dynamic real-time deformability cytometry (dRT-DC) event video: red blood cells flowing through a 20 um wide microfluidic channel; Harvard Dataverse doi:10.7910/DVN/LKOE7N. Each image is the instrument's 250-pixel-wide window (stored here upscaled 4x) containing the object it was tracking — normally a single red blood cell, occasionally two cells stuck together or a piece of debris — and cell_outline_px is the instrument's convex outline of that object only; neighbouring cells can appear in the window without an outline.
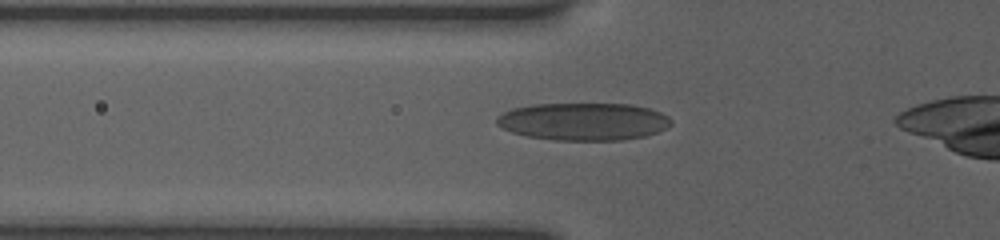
{"species": "human", "species_latin": "Homo sapiens", "temperature_condition": "room temperature", "stored_images_in_passage": 24, "camera_frame_rate_fps": 3000, "um_per_image_px": 0.085, "donor": {"sex": "female"}, "frame": {"image": 1, "passage_image": 2, "time_ms": 0.333, "image_size_px": [1000, 240], "cell_outline_px": [[672, 124], [656, 132], [644, 136], [624, 140], [556, 140], [528, 136], [512, 132], [496, 124], [496, 116], [512, 108], [532, 104], [632, 104], [648, 108], [660, 112], [668, 116], [672, 120]], "centroid_in_image_um": [49.59, 10.32], "position_along_channel_um": 76.2, "area_um2": 38.15}}
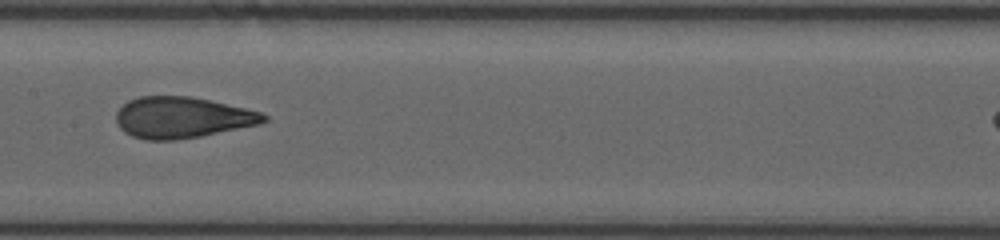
{"frame": {"image": 2, "passage_image": 11, "time_ms": 3.333, "image_size_px": [1000, 240], "cell_outline_px": [[268, 120], [260, 124], [200, 136], [176, 140], [144, 140], [132, 136], [124, 132], [120, 128], [116, 120], [116, 112], [128, 100], [140, 96], [192, 96], [244, 108], [260, 112], [268, 116]], "centroid_in_image_um": [15.46, 9.99], "position_along_channel_um": 191.9, "area_um2": 35.37}}
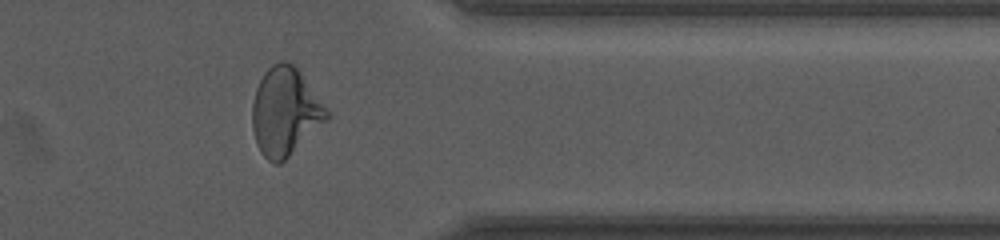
{"frame": {"image": 3, "passage_image": 22, "time_ms": 8.667, "image_size_px": [1000, 240], "cell_outline_px": [[332, 116], [328, 120], [280, 164], [276, 164], [268, 160], [260, 152], [256, 144], [252, 128], [252, 104], [256, 88], [264, 72], [272, 64], [280, 60], [284, 60], [292, 64], [300, 72], [332, 112]], "centroid_in_image_um": [24.26, 9.49], "position_along_channel_um": 387.1, "area_um2": 38.55}}